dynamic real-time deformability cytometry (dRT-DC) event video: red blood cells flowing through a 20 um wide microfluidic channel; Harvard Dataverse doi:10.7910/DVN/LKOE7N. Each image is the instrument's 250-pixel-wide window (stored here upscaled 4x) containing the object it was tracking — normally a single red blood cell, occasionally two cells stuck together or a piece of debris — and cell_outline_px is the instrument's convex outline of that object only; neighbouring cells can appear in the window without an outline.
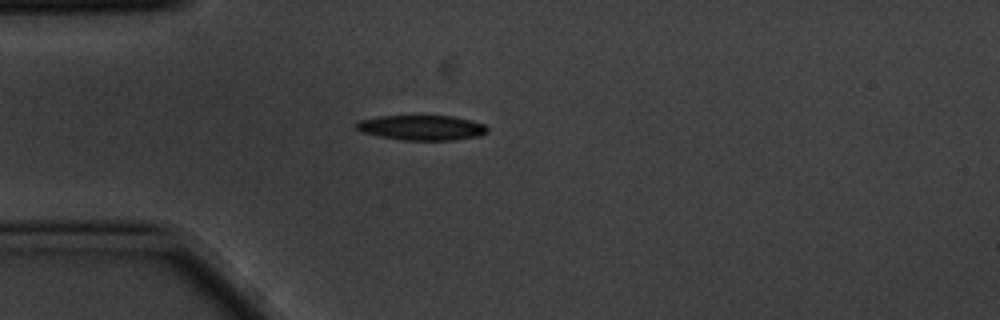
{"species": "common noctule bat (a hibernating species)", "species_latin": "Nyctalus noctula", "temperature_condition": "cold", "stored_images_in_passage": 6, "camera_frame_rate_fps": 3000, "um_per_image_px": 0.085, "animal": {"sex": "male", "body_mass_g": 20.1, "forearm_length_mm": 53.5}, "frame": {"image": 1, "passage_image": 1, "time_ms": 0.0, "image_size_px": [1000, 320], "cell_outline_px": [[488, 132], [480, 136], [452, 140], [400, 140], [360, 132], [352, 128], [356, 120], [380, 116], [452, 116], [484, 124], [488, 128]], "centroid_in_image_um": [35.76, 10.85], "position_along_channel_um": 49.2, "area_um2": 19.31}}